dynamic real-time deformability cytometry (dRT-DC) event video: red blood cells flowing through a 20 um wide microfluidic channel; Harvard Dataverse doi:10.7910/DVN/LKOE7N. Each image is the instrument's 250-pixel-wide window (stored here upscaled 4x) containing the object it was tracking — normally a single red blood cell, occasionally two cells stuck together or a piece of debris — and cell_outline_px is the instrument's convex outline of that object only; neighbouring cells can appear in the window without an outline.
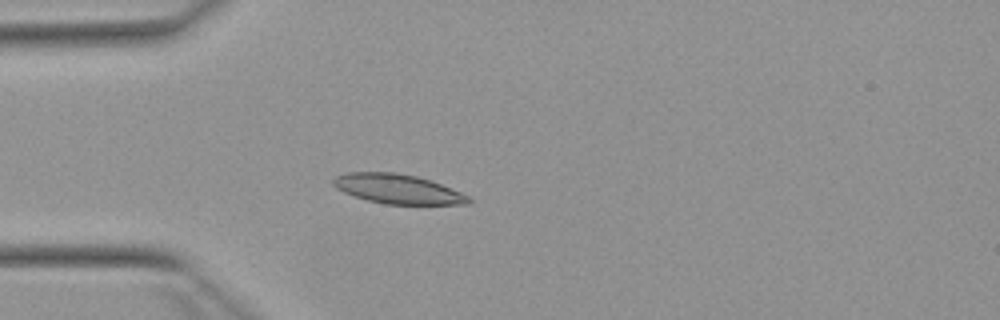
{"species": "Egyptian fruit bat (a non-hibernating species)", "species_latin": "Rousettus aegyptiacus", "temperature_condition": "warm", "stored_images_in_passage": 46, "camera_frame_rate_fps": 3000, "um_per_image_px": 0.085, "animal": {"sex": "female"}, "frame": {"image": 1, "passage_image": 12, "time_ms": 3.667, "image_size_px": [1000, 320], "cell_outline_px": [[472, 204], [384, 204], [368, 200], [344, 192], [336, 188], [332, 184], [332, 180], [336, 176], [344, 172], [396, 172], [416, 176], [432, 180], [460, 192], [468, 196], [472, 200]], "centroid_in_image_um": [33.8, 16.05], "position_along_channel_um": 51.2, "area_um2": 23.29}}
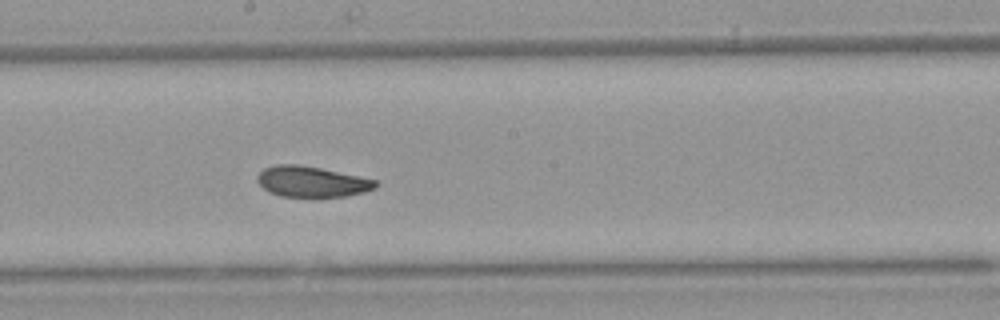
{"frame": {"image": 2, "passage_image": 26, "time_ms": 8.333, "image_size_px": [1000, 320], "cell_outline_px": [[380, 184], [376, 188], [364, 192], [344, 196], [280, 196], [268, 192], [256, 180], [256, 176], [264, 168], [276, 164], [296, 164], [320, 168], [376, 180]], "centroid_in_image_um": [26.48, 15.43], "position_along_channel_um": 221.7, "area_um2": 20.98}}
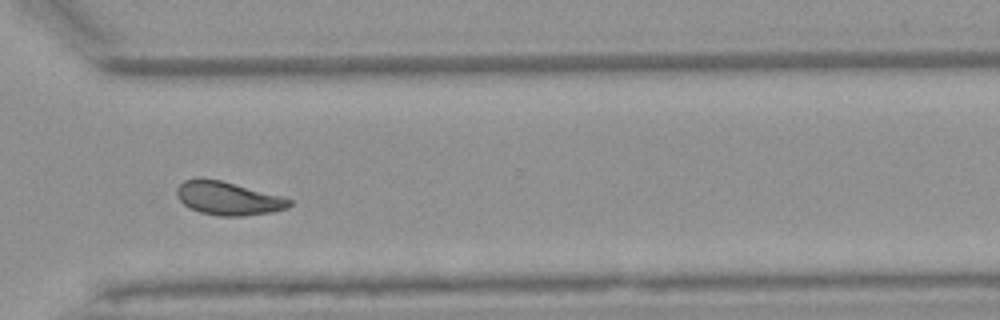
{"frame": {"image": 3, "passage_image": 36, "time_ms": 11.667, "image_size_px": [1000, 320], "cell_outline_px": [[292, 204], [288, 208], [272, 212], [244, 216], [220, 216], [200, 212], [184, 204], [176, 196], [176, 188], [184, 180], [200, 176], [220, 180], [280, 196], [292, 200]], "centroid_in_image_um": [19.35, 16.85], "position_along_channel_um": 351.2, "area_um2": 21.91}, "authors_computed_cell_mechanics": {"area_um2": 21.9062, "velocity_mm_per_s": 3.8778, "shape_relaxation_time_tau1_ms": 4.0927, "shape_relaxation_time_tau2_ms": 2.3398, "deformation_change_tau1": 0.1119, "deformation_change_tau2": 0.0781}}